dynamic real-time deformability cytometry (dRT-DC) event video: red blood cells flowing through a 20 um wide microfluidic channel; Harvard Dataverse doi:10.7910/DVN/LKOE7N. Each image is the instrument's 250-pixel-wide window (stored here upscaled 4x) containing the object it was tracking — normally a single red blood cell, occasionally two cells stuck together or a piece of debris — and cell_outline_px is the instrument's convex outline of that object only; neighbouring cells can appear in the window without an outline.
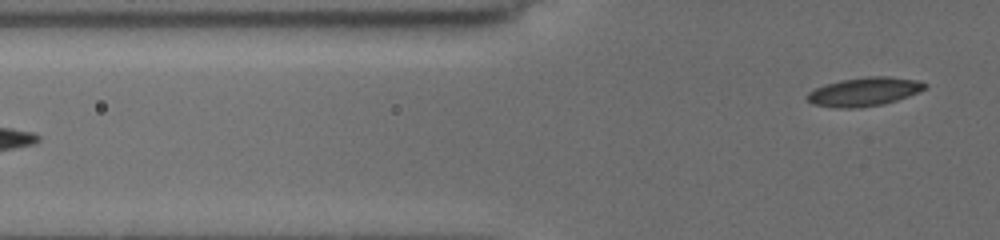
{"species": "common noctule bat (a hibernating species)", "species_latin": "Nyctalus noctula", "temperature_condition": "cold", "stored_images_in_passage": 9, "segment_of_instrument_passage": [2, 2], "camera_frame_rate_fps": 3000, "um_per_image_px": 0.085, "animal": {"sex": "female", "body_mass_g": 19.5, "forearm_length_mm": 54.1}, "frame": {"image": 1, "passage_image": 9, "time_ms": 8.0, "image_size_px": [1000, 240], "cell_outline_px": [[928, 84], [924, 88], [916, 92], [896, 100], [880, 104], [856, 108], [848, 108], [816, 104], [808, 100], [808, 92], [824, 84], [840, 80], [868, 76], [888, 76], [916, 80]], "centroid_in_image_um": [73.45, 7.77], "position_along_channel_um": 52.3, "area_um2": 19.07}}